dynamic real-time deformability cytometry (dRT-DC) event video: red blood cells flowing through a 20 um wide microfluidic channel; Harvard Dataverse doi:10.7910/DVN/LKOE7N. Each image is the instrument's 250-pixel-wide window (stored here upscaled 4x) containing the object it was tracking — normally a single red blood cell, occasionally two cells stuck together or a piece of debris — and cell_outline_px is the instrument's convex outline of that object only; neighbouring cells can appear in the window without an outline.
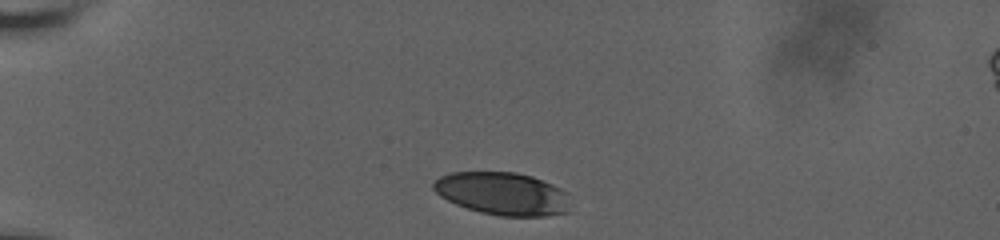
{"species": "human", "species_latin": "Homo sapiens", "temperature_condition": "room temperature", "stored_images_in_passage": 10, "camera_frame_rate_fps": 3000, "um_per_image_px": 0.085, "donor": {"sex": "male"}, "frame": {"image": 1, "passage_image": 1, "time_ms": 0.0, "image_size_px": [1000, 240], "cell_outline_px": [[572, 212], [544, 216], [500, 216], [480, 212], [456, 204], [440, 196], [432, 188], [432, 184], [440, 176], [452, 172], [516, 172], [532, 176], [552, 184], [560, 188], [564, 192]], "centroid_in_image_um": [42.72, 16.46], "position_along_channel_um": 42.3, "area_um2": 34.1}}
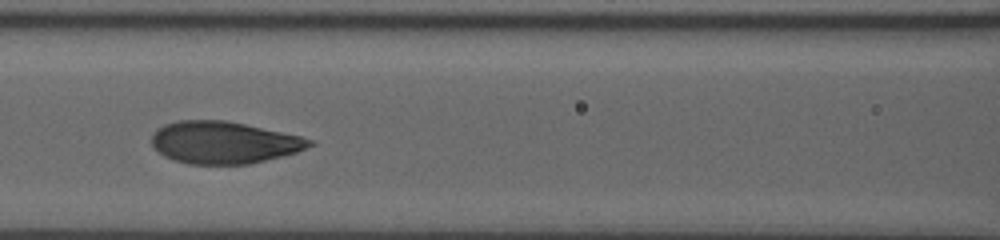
{"frame": {"image": 2, "passage_image": 7, "time_ms": 4.333, "image_size_px": [1000, 240], "cell_outline_px": [[316, 144], [308, 148], [296, 152], [248, 164], [188, 164], [164, 156], [152, 144], [152, 132], [156, 128], [164, 124], [180, 120], [224, 120], [244, 124], [300, 136], [316, 140]], "centroid_in_image_um": [19.03, 12.1], "position_along_channel_um": 147.6, "area_um2": 38.61}}
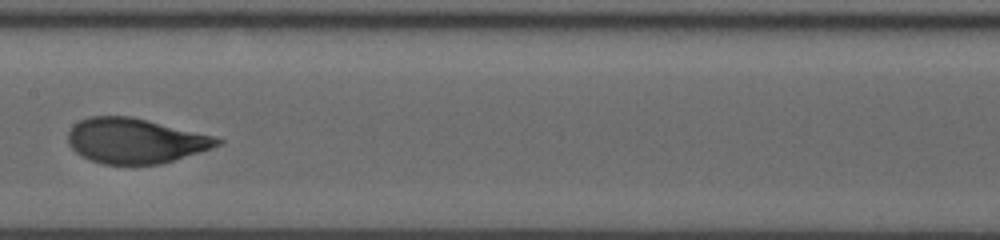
{"frame": {"image": 3, "passage_image": 9, "time_ms": 5.667, "image_size_px": [1000, 240], "cell_outline_px": [[224, 140], [220, 144], [212, 148], [164, 164], [132, 168], [104, 164], [80, 156], [68, 144], [68, 132], [80, 120], [92, 116], [128, 116], [212, 136]], "centroid_in_image_um": [11.47, 12.03], "position_along_channel_um": 195.9, "area_um2": 39.59}}